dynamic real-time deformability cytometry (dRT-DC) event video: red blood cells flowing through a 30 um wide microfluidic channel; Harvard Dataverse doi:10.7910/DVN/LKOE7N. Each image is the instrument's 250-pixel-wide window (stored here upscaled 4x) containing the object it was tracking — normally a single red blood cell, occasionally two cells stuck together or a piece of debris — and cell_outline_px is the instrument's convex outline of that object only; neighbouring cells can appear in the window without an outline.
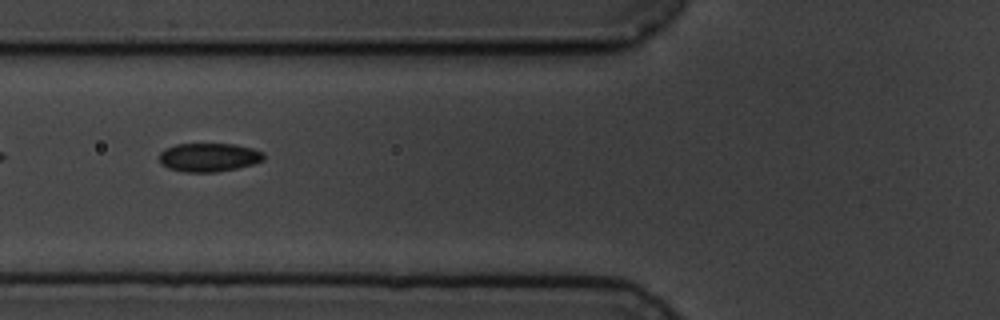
{"species": "common noctule bat (a hibernating species)", "species_latin": "Nyctalus noctula", "temperature_condition": "cold", "stored_images_in_passage": 13, "camera_frame_rate_fps": 3000, "um_per_image_px": 0.085, "animal": {"sex": "male", "body_mass_g": 19.5, "forearm_length_mm": 54.6}, "frame": {"image": 1, "passage_image": 4, "time_ms": 4.667, "image_size_px": [1000, 320], "cell_outline_px": [[264, 160], [252, 164], [236, 168], [216, 172], [184, 172], [168, 168], [160, 164], [156, 156], [164, 148], [176, 144], [232, 144], [252, 148], [264, 152]], "centroid_in_image_um": [17.69, 13.37], "position_along_channel_um": 108.1, "area_um2": 17.63}}
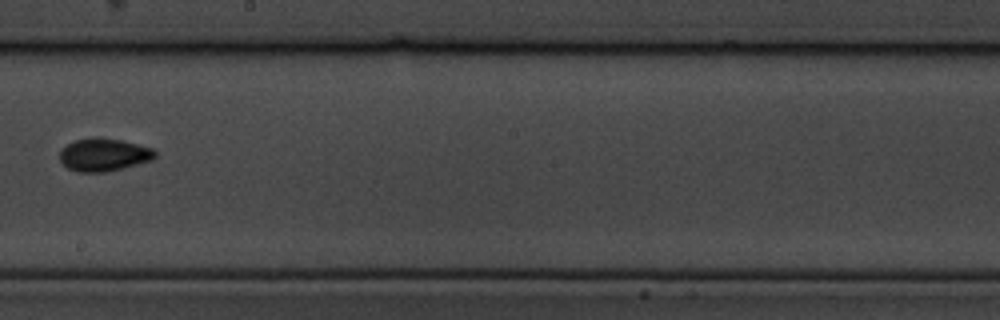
{"frame": {"image": 2, "passage_image": 7, "time_ms": 8.333, "image_size_px": [1000, 320], "cell_outline_px": [[156, 156], [152, 160], [124, 168], [104, 172], [76, 172], [68, 168], [60, 160], [60, 152], [72, 140], [120, 140], [152, 148], [156, 152]], "centroid_in_image_um": [8.84, 13.2], "position_along_channel_um": 239.4, "area_um2": 17.57}}
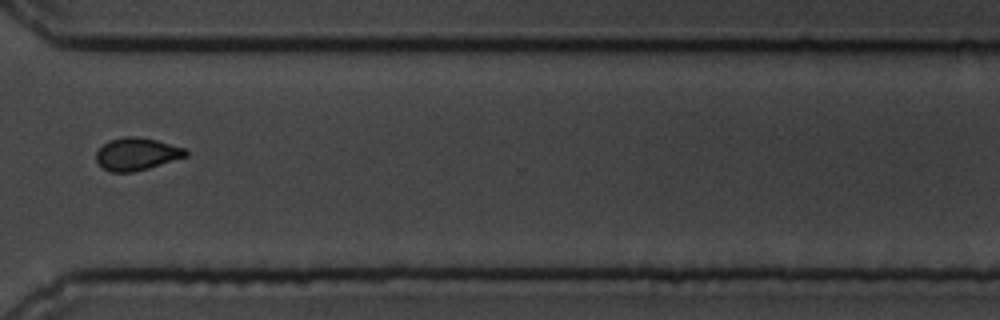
{"frame": {"image": 3, "passage_image": 10, "time_ms": 11.667, "image_size_px": [1000, 320], "cell_outline_px": [[188, 156], [148, 168], [132, 172], [112, 172], [104, 168], [96, 160], [96, 152], [108, 140], [124, 136], [136, 136], [156, 140], [184, 148], [188, 152]], "centroid_in_image_um": [11.62, 13.08], "position_along_channel_um": 359.0, "area_um2": 16.82}, "authors_computed_cell_mechanics": {"area_um2": 17.5712, "velocity_mm_per_s": 3.5896, "shape_relaxation_time_tau1_ms": 3.0609, "shape_relaxation_time_tau2_ms": 4.1133, "deformation_change_tau1": 0.0898, "deformation_change_tau2": 0.0444}}